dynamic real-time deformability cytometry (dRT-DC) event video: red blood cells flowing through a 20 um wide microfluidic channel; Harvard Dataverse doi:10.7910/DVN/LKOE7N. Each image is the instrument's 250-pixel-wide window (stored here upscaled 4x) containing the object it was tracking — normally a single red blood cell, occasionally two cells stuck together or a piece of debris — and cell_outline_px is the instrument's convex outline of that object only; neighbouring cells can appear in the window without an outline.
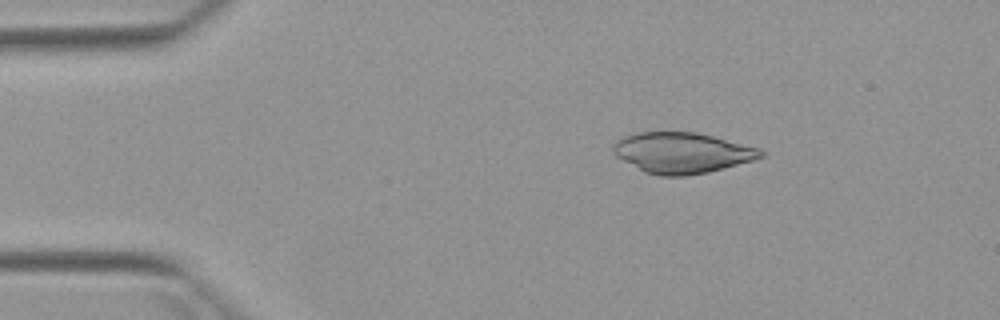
{"species": "Egyptian fruit bat (a non-hibernating species)", "species_latin": "Rousettus aegyptiacus", "temperature_condition": "warm", "stored_images_in_passage": 5, "camera_frame_rate_fps": 3000, "um_per_image_px": 0.085, "animal": {"sex": "female"}, "frame": {"image": 1, "passage_image": 2, "time_ms": 1.0, "image_size_px": [1000, 320], "cell_outline_px": [[768, 152], [764, 156], [756, 160], [708, 172], [684, 176], [660, 176], [644, 172], [616, 156], [612, 152], [612, 144], [616, 140], [624, 136], [636, 132], [696, 132], [760, 148]], "centroid_in_image_um": [57.98, 12.99], "position_along_channel_um": 27.0, "area_um2": 35.26}}
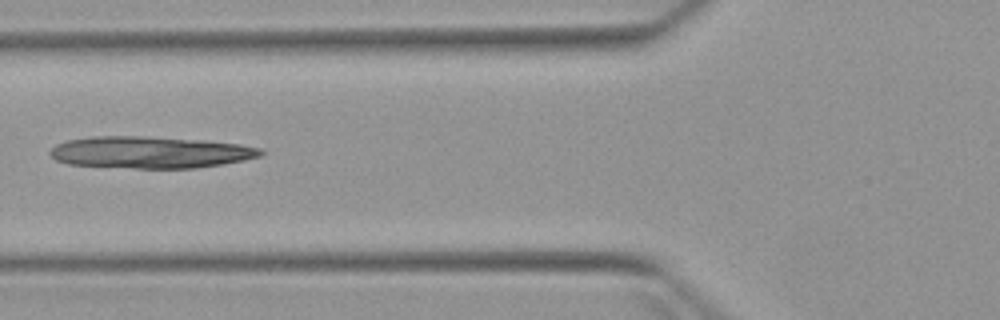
{"frame": {"image": 2, "passage_image": 5, "time_ms": 4.667, "image_size_px": [1000, 320], "cell_outline_px": [[264, 152], [260, 156], [244, 160], [224, 164], [196, 168], [136, 168], [68, 164], [56, 160], [48, 152], [56, 144], [68, 140], [92, 136], [140, 136], [204, 140], [240, 144], [260, 148]], "centroid_in_image_um": [12.78, 12.94], "position_along_channel_um": 113.0, "area_um2": 39.02}}